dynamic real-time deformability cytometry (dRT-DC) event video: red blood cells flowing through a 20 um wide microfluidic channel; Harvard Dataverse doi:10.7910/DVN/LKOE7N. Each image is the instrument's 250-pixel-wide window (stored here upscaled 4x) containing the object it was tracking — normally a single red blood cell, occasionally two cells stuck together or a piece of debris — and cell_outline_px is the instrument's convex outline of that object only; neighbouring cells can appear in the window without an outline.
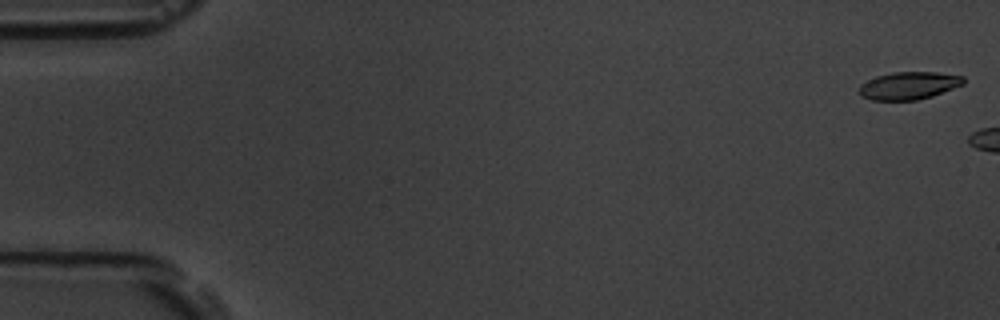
{"species": "common noctule bat (a hibernating species)", "species_latin": "Nyctalus noctula", "temperature_condition": "room temperature", "stored_images_in_passage": 3, "camera_frame_rate_fps": 3000, "um_per_image_px": 0.085, "animal": {"sex": "male", "body_mass_g": 19.5, "forearm_length_mm": 54.6}, "frame": {"image": 1, "passage_image": 1, "time_ms": 0.0, "image_size_px": [1000, 320], "cell_outline_px": [[964, 84], [932, 96], [916, 100], [872, 100], [860, 96], [860, 84], [876, 76], [892, 72], [936, 72], [964, 76]], "centroid_in_image_um": [77.25, 7.27], "position_along_channel_um": 7.8, "area_um2": 16.76}}